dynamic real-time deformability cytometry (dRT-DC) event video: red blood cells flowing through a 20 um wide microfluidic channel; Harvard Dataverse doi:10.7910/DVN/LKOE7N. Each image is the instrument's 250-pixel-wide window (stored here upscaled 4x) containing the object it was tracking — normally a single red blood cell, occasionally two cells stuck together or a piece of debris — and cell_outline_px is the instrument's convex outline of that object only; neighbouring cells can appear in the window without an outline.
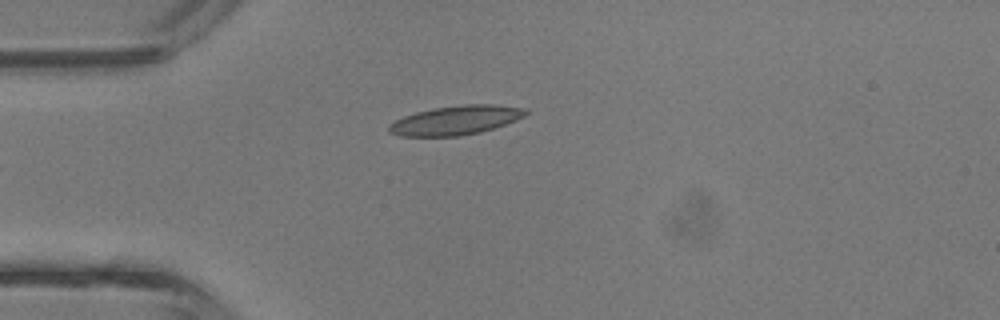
{"species": "common noctule bat (a hibernating species)", "species_latin": "Nyctalus noctula", "temperature_condition": "room temperature", "stored_images_in_passage": 2, "camera_frame_rate_fps": 3000, "um_per_image_px": 0.085, "animal": {"sex": "male", "body_mass_g": 13.3}, "frame": {"image": 1, "passage_image": 2, "time_ms": 0.333, "image_size_px": [1000, 320], "cell_outline_px": [[528, 112], [524, 116], [516, 120], [480, 132], [460, 136], [400, 136], [388, 132], [388, 124], [404, 116], [416, 112], [432, 108], [464, 104], [492, 104], [528, 108]], "centroid_in_image_um": [38.73, 10.21], "position_along_channel_um": 46.3, "area_um2": 23.24}}